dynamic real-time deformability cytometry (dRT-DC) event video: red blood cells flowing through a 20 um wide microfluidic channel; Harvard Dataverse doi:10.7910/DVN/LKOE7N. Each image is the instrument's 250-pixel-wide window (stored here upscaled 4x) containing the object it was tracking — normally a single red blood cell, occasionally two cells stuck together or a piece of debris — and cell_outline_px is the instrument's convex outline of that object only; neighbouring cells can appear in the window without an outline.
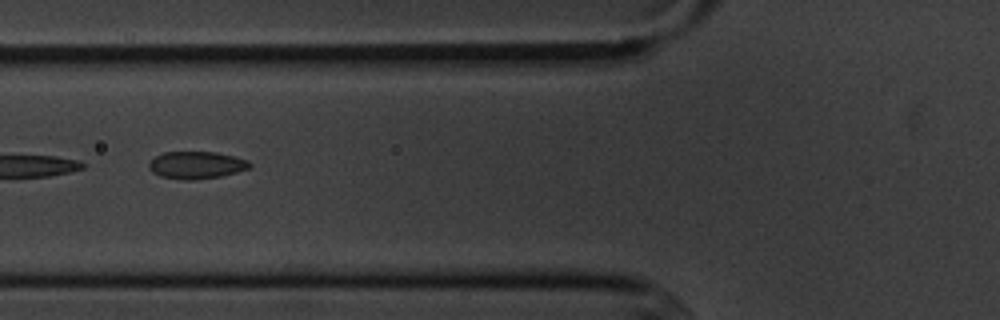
{"species": "common noctule bat (a hibernating species)", "species_latin": "Nyctalus noctula", "temperature_condition": "cold", "stored_images_in_passage": 9, "camera_frame_rate_fps": 3000, "um_per_image_px": 0.085, "animal": {"sex": "male", "body_mass_g": 20.1, "forearm_length_mm": 53.5}, "frame": {"image": 1, "passage_image": 2, "time_ms": 1.333, "image_size_px": [1000, 320], "cell_outline_px": [[252, 168], [220, 176], [192, 180], [184, 180], [160, 176], [152, 172], [148, 168], [148, 164], [156, 156], [164, 152], [216, 152], [236, 156], [248, 160], [252, 164]], "centroid_in_image_um": [16.72, 14.03], "position_along_channel_um": 109.1, "area_um2": 16.13}}
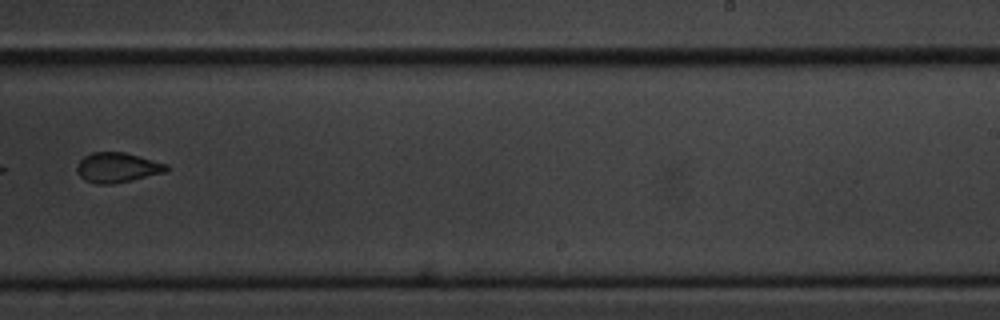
{"frame": {"image": 2, "passage_image": 6, "time_ms": 6.0, "image_size_px": [1000, 320], "cell_outline_px": [[168, 168], [164, 172], [128, 180], [108, 184], [96, 184], [84, 180], [76, 172], [76, 168], [80, 160], [84, 156], [92, 152], [124, 152], [168, 164]], "centroid_in_image_um": [9.92, 14.23], "position_along_channel_um": 279.1, "area_um2": 15.32}}
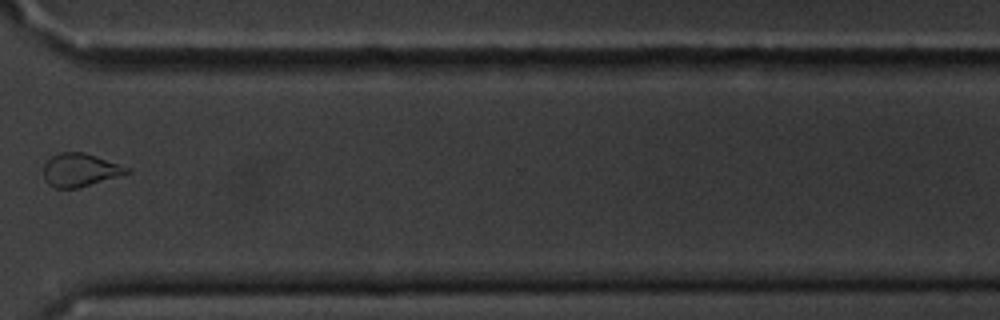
{"frame": {"image": 3, "passage_image": 8, "time_ms": 8.333, "image_size_px": [1000, 320], "cell_outline_px": [[132, 172], [76, 188], [56, 188], [48, 184], [44, 176], [44, 164], [52, 156], [60, 152], [84, 152], [132, 168]], "centroid_in_image_um": [6.83, 14.44], "position_along_channel_um": 363.8, "area_um2": 15.95}}